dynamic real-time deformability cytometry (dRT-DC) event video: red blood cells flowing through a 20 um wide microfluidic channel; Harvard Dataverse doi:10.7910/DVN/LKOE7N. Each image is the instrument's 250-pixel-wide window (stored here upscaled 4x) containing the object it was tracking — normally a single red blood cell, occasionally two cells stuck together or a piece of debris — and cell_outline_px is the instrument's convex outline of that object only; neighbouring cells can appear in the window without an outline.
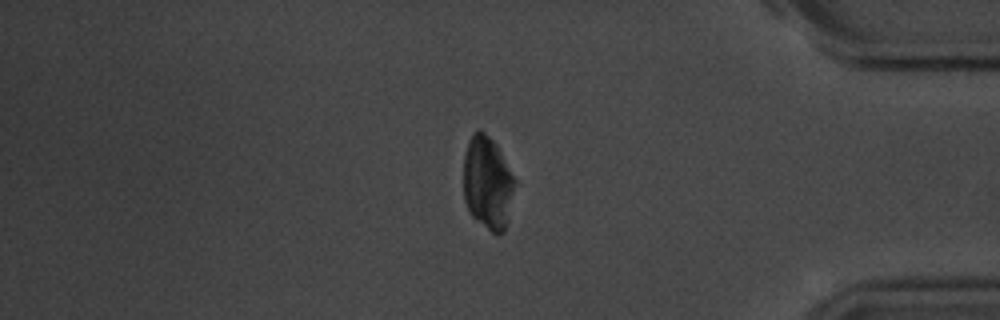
{"species": "common noctule bat (a hibernating species)", "species_latin": "Nyctalus noctula", "temperature_condition": "room temperature", "stored_images_in_passage": 17, "camera_frame_rate_fps": 3000, "um_per_image_px": 0.085, "animal": {"sex": "male", "body_mass_g": 20.1, "forearm_length_mm": 53.5}, "frame": {"image": 1, "passage_image": 17, "time_ms": 20.0, "image_size_px": [1000, 320], "cell_outline_px": [[516, 184], [508, 220], [504, 232], [496, 236], [476, 220], [472, 216], [464, 200], [464, 156], [472, 132], [480, 128], [496, 144], [516, 180]], "centroid_in_image_um": [41.46, 15.57], "position_along_channel_um": 393.7, "area_um2": 28.03}}